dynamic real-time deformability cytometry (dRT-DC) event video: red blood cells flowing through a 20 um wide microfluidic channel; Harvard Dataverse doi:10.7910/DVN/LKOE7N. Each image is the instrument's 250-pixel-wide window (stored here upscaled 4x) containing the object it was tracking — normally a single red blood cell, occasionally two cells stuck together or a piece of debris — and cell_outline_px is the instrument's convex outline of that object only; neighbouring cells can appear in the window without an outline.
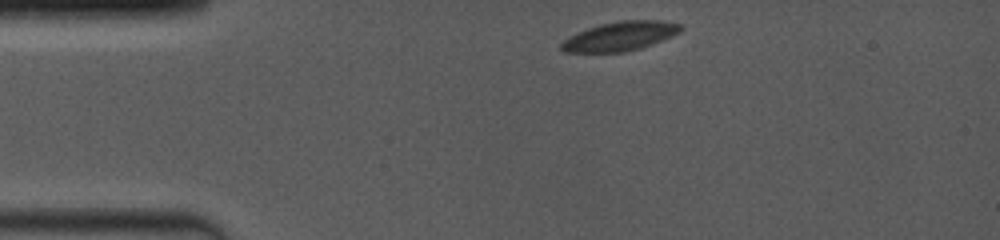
{"species": "common noctule bat (a hibernating species)", "species_latin": "Nyctalus noctula", "temperature_condition": "room temperature", "stored_images_in_passage": 14, "camera_frame_rate_fps": 4000, "um_per_image_px": 0.085, "animal": {"sex": "female", "body_mass_g": 19.0, "forearm_length_mm": 53.3}, "frame": {"image": 1, "passage_image": 1, "time_ms": 0.0, "image_size_px": [1000, 240], "cell_outline_px": [[684, 28], [680, 32], [672, 36], [652, 44], [640, 48], [624, 52], [564, 52], [560, 48], [560, 44], [564, 40], [588, 28], [600, 24], [620, 20], [660, 20], [680, 24]], "centroid_in_image_um": [52.74, 3.07], "position_along_channel_um": 32.3, "area_um2": 20.11}}
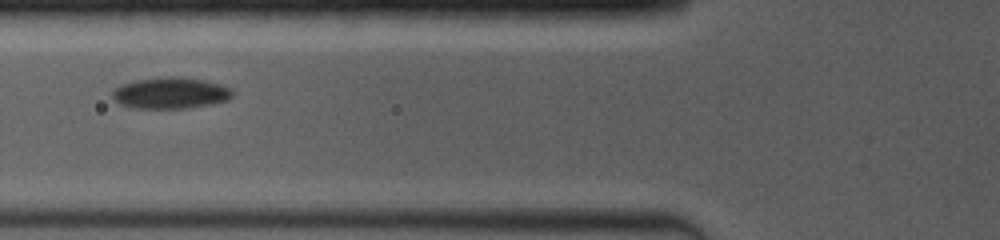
{"frame": {"image": 2, "passage_image": 7, "time_ms": 3.25, "image_size_px": [1000, 240], "cell_outline_px": [[232, 96], [228, 100], [212, 104], [188, 108], [132, 108], [120, 104], [112, 96], [112, 88], [120, 84], [136, 80], [164, 76], [184, 76], [204, 80], [220, 84], [232, 88]], "centroid_in_image_um": [14.48, 7.89], "position_along_channel_um": 111.3, "area_um2": 22.25}}
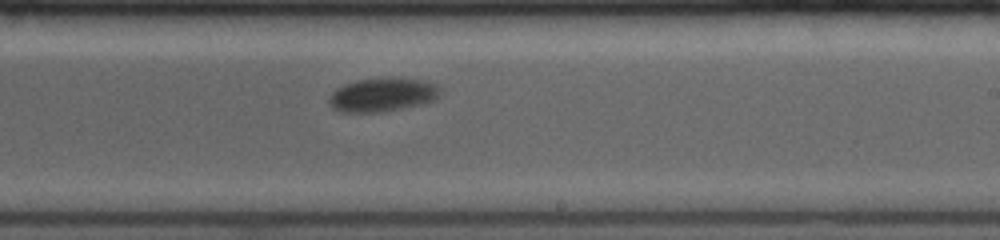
{"frame": {"image": 3, "passage_image": 14, "time_ms": 7.0, "image_size_px": [1000, 240], "cell_outline_px": [[440, 92], [436, 100], [420, 104], [384, 112], [340, 112], [332, 108], [328, 104], [328, 100], [332, 92], [336, 88], [344, 84], [360, 80], [384, 76], [424, 80], [436, 84], [440, 88]], "centroid_in_image_um": [32.5, 8.04], "position_along_channel_um": 256.5, "area_um2": 22.2}}